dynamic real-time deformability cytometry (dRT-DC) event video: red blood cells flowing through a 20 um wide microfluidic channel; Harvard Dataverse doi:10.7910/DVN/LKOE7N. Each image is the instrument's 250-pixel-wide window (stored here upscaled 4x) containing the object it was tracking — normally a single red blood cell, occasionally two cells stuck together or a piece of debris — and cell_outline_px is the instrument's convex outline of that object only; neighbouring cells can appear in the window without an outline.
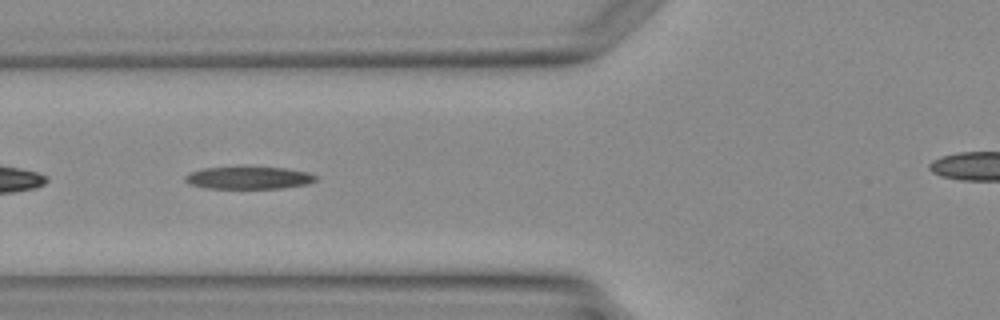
{"species": "Egyptian fruit bat (a non-hibernating species)", "species_latin": "Rousettus aegyptiacus", "temperature_condition": "warm", "stored_images_in_passage": 3, "camera_frame_rate_fps": 3000, "um_per_image_px": 0.085, "animal": {"sex": "female"}, "frame": {"image": 1, "passage_image": 3, "time_ms": 2.333, "image_size_px": [1000, 320], "cell_outline_px": [[316, 180], [304, 184], [280, 188], [204, 188], [192, 184], [184, 180], [184, 176], [192, 172], [204, 168], [244, 164], [284, 168], [308, 172], [316, 176]], "centroid_in_image_um": [21.1, 15.06], "position_along_channel_um": 104.7, "area_um2": 17.63}}